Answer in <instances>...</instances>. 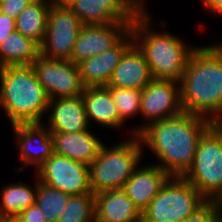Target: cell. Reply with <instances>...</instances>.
<instances>
[{
    "mask_svg": "<svg viewBox=\"0 0 222 222\" xmlns=\"http://www.w3.org/2000/svg\"><path fill=\"white\" fill-rule=\"evenodd\" d=\"M184 112L222 122V47L219 43L198 46L180 80Z\"/></svg>",
    "mask_w": 222,
    "mask_h": 222,
    "instance_id": "cell-2",
    "label": "cell"
},
{
    "mask_svg": "<svg viewBox=\"0 0 222 222\" xmlns=\"http://www.w3.org/2000/svg\"><path fill=\"white\" fill-rule=\"evenodd\" d=\"M34 0H4L0 4V12L8 15L13 19L17 16Z\"/></svg>",
    "mask_w": 222,
    "mask_h": 222,
    "instance_id": "cell-29",
    "label": "cell"
},
{
    "mask_svg": "<svg viewBox=\"0 0 222 222\" xmlns=\"http://www.w3.org/2000/svg\"><path fill=\"white\" fill-rule=\"evenodd\" d=\"M0 222H12V220L7 218V217H4V216L0 215Z\"/></svg>",
    "mask_w": 222,
    "mask_h": 222,
    "instance_id": "cell-34",
    "label": "cell"
},
{
    "mask_svg": "<svg viewBox=\"0 0 222 222\" xmlns=\"http://www.w3.org/2000/svg\"><path fill=\"white\" fill-rule=\"evenodd\" d=\"M116 104L119 119L126 126L128 119L140 115L142 90L108 87Z\"/></svg>",
    "mask_w": 222,
    "mask_h": 222,
    "instance_id": "cell-27",
    "label": "cell"
},
{
    "mask_svg": "<svg viewBox=\"0 0 222 222\" xmlns=\"http://www.w3.org/2000/svg\"><path fill=\"white\" fill-rule=\"evenodd\" d=\"M46 116L43 124L50 132L71 133L89 128L82 96L49 100Z\"/></svg>",
    "mask_w": 222,
    "mask_h": 222,
    "instance_id": "cell-17",
    "label": "cell"
},
{
    "mask_svg": "<svg viewBox=\"0 0 222 222\" xmlns=\"http://www.w3.org/2000/svg\"><path fill=\"white\" fill-rule=\"evenodd\" d=\"M57 222H95V194L70 195Z\"/></svg>",
    "mask_w": 222,
    "mask_h": 222,
    "instance_id": "cell-26",
    "label": "cell"
},
{
    "mask_svg": "<svg viewBox=\"0 0 222 222\" xmlns=\"http://www.w3.org/2000/svg\"><path fill=\"white\" fill-rule=\"evenodd\" d=\"M12 222H47V220L35 203L23 210Z\"/></svg>",
    "mask_w": 222,
    "mask_h": 222,
    "instance_id": "cell-30",
    "label": "cell"
},
{
    "mask_svg": "<svg viewBox=\"0 0 222 222\" xmlns=\"http://www.w3.org/2000/svg\"><path fill=\"white\" fill-rule=\"evenodd\" d=\"M82 100L86 118L91 128V123L108 129L120 130L124 124L119 119V113L114 103L111 91L107 86L84 88Z\"/></svg>",
    "mask_w": 222,
    "mask_h": 222,
    "instance_id": "cell-19",
    "label": "cell"
},
{
    "mask_svg": "<svg viewBox=\"0 0 222 222\" xmlns=\"http://www.w3.org/2000/svg\"><path fill=\"white\" fill-rule=\"evenodd\" d=\"M152 15L139 14L130 31L133 43L142 52L153 79L180 82L190 56L198 47L167 30H154Z\"/></svg>",
    "mask_w": 222,
    "mask_h": 222,
    "instance_id": "cell-3",
    "label": "cell"
},
{
    "mask_svg": "<svg viewBox=\"0 0 222 222\" xmlns=\"http://www.w3.org/2000/svg\"><path fill=\"white\" fill-rule=\"evenodd\" d=\"M169 178L170 176L154 163L144 166L139 164L122 189L142 213Z\"/></svg>",
    "mask_w": 222,
    "mask_h": 222,
    "instance_id": "cell-16",
    "label": "cell"
},
{
    "mask_svg": "<svg viewBox=\"0 0 222 222\" xmlns=\"http://www.w3.org/2000/svg\"><path fill=\"white\" fill-rule=\"evenodd\" d=\"M50 100L81 96L84 85L77 64L39 56L31 65Z\"/></svg>",
    "mask_w": 222,
    "mask_h": 222,
    "instance_id": "cell-12",
    "label": "cell"
},
{
    "mask_svg": "<svg viewBox=\"0 0 222 222\" xmlns=\"http://www.w3.org/2000/svg\"><path fill=\"white\" fill-rule=\"evenodd\" d=\"M12 132L21 167L15 172L18 174L27 167L34 172L54 153L51 132L43 123L12 125ZM32 166V167H31Z\"/></svg>",
    "mask_w": 222,
    "mask_h": 222,
    "instance_id": "cell-13",
    "label": "cell"
},
{
    "mask_svg": "<svg viewBox=\"0 0 222 222\" xmlns=\"http://www.w3.org/2000/svg\"><path fill=\"white\" fill-rule=\"evenodd\" d=\"M50 5L51 3L42 0L32 1L17 16L16 31L41 45L45 38Z\"/></svg>",
    "mask_w": 222,
    "mask_h": 222,
    "instance_id": "cell-24",
    "label": "cell"
},
{
    "mask_svg": "<svg viewBox=\"0 0 222 222\" xmlns=\"http://www.w3.org/2000/svg\"><path fill=\"white\" fill-rule=\"evenodd\" d=\"M201 2L203 3L201 5L206 8V12L222 16V0H202Z\"/></svg>",
    "mask_w": 222,
    "mask_h": 222,
    "instance_id": "cell-32",
    "label": "cell"
},
{
    "mask_svg": "<svg viewBox=\"0 0 222 222\" xmlns=\"http://www.w3.org/2000/svg\"><path fill=\"white\" fill-rule=\"evenodd\" d=\"M49 100L32 66L0 68V110L11 126L43 123Z\"/></svg>",
    "mask_w": 222,
    "mask_h": 222,
    "instance_id": "cell-4",
    "label": "cell"
},
{
    "mask_svg": "<svg viewBox=\"0 0 222 222\" xmlns=\"http://www.w3.org/2000/svg\"><path fill=\"white\" fill-rule=\"evenodd\" d=\"M82 25L70 7L51 4L40 55L47 59L70 60Z\"/></svg>",
    "mask_w": 222,
    "mask_h": 222,
    "instance_id": "cell-8",
    "label": "cell"
},
{
    "mask_svg": "<svg viewBox=\"0 0 222 222\" xmlns=\"http://www.w3.org/2000/svg\"><path fill=\"white\" fill-rule=\"evenodd\" d=\"M95 222H142V213L122 188L95 194Z\"/></svg>",
    "mask_w": 222,
    "mask_h": 222,
    "instance_id": "cell-21",
    "label": "cell"
},
{
    "mask_svg": "<svg viewBox=\"0 0 222 222\" xmlns=\"http://www.w3.org/2000/svg\"><path fill=\"white\" fill-rule=\"evenodd\" d=\"M75 0H54L51 4L56 6L69 7Z\"/></svg>",
    "mask_w": 222,
    "mask_h": 222,
    "instance_id": "cell-33",
    "label": "cell"
},
{
    "mask_svg": "<svg viewBox=\"0 0 222 222\" xmlns=\"http://www.w3.org/2000/svg\"><path fill=\"white\" fill-rule=\"evenodd\" d=\"M152 79L142 52L133 43L115 67L107 87L142 90Z\"/></svg>",
    "mask_w": 222,
    "mask_h": 222,
    "instance_id": "cell-20",
    "label": "cell"
},
{
    "mask_svg": "<svg viewBox=\"0 0 222 222\" xmlns=\"http://www.w3.org/2000/svg\"><path fill=\"white\" fill-rule=\"evenodd\" d=\"M32 184L23 181L6 184L0 189V215L12 221L26 208L35 204L37 194V176Z\"/></svg>",
    "mask_w": 222,
    "mask_h": 222,
    "instance_id": "cell-23",
    "label": "cell"
},
{
    "mask_svg": "<svg viewBox=\"0 0 222 222\" xmlns=\"http://www.w3.org/2000/svg\"><path fill=\"white\" fill-rule=\"evenodd\" d=\"M34 175L40 182L70 195L92 192L89 166L55 152L34 172Z\"/></svg>",
    "mask_w": 222,
    "mask_h": 222,
    "instance_id": "cell-11",
    "label": "cell"
},
{
    "mask_svg": "<svg viewBox=\"0 0 222 222\" xmlns=\"http://www.w3.org/2000/svg\"><path fill=\"white\" fill-rule=\"evenodd\" d=\"M207 202L183 177H170L142 212V222H182Z\"/></svg>",
    "mask_w": 222,
    "mask_h": 222,
    "instance_id": "cell-7",
    "label": "cell"
},
{
    "mask_svg": "<svg viewBox=\"0 0 222 222\" xmlns=\"http://www.w3.org/2000/svg\"><path fill=\"white\" fill-rule=\"evenodd\" d=\"M221 208L218 202H207L196 213L182 222H220Z\"/></svg>",
    "mask_w": 222,
    "mask_h": 222,
    "instance_id": "cell-28",
    "label": "cell"
},
{
    "mask_svg": "<svg viewBox=\"0 0 222 222\" xmlns=\"http://www.w3.org/2000/svg\"><path fill=\"white\" fill-rule=\"evenodd\" d=\"M146 1L75 0L69 7L83 25L133 23L140 13L151 14Z\"/></svg>",
    "mask_w": 222,
    "mask_h": 222,
    "instance_id": "cell-10",
    "label": "cell"
},
{
    "mask_svg": "<svg viewBox=\"0 0 222 222\" xmlns=\"http://www.w3.org/2000/svg\"><path fill=\"white\" fill-rule=\"evenodd\" d=\"M131 24L82 25L70 61L78 64L111 49L130 31Z\"/></svg>",
    "mask_w": 222,
    "mask_h": 222,
    "instance_id": "cell-14",
    "label": "cell"
},
{
    "mask_svg": "<svg viewBox=\"0 0 222 222\" xmlns=\"http://www.w3.org/2000/svg\"><path fill=\"white\" fill-rule=\"evenodd\" d=\"M180 83L174 80L152 79L142 89L140 115L142 124L130 127V135H137L144 127L182 112ZM145 123V124H143Z\"/></svg>",
    "mask_w": 222,
    "mask_h": 222,
    "instance_id": "cell-9",
    "label": "cell"
},
{
    "mask_svg": "<svg viewBox=\"0 0 222 222\" xmlns=\"http://www.w3.org/2000/svg\"><path fill=\"white\" fill-rule=\"evenodd\" d=\"M133 44L129 31L114 47L77 64L79 77L85 88L107 86L125 51Z\"/></svg>",
    "mask_w": 222,
    "mask_h": 222,
    "instance_id": "cell-15",
    "label": "cell"
},
{
    "mask_svg": "<svg viewBox=\"0 0 222 222\" xmlns=\"http://www.w3.org/2000/svg\"><path fill=\"white\" fill-rule=\"evenodd\" d=\"M213 124L206 118L182 111L149 124L137 136L142 147L156 157V165L170 177H183L193 164L200 139Z\"/></svg>",
    "mask_w": 222,
    "mask_h": 222,
    "instance_id": "cell-1",
    "label": "cell"
},
{
    "mask_svg": "<svg viewBox=\"0 0 222 222\" xmlns=\"http://www.w3.org/2000/svg\"><path fill=\"white\" fill-rule=\"evenodd\" d=\"M79 132H51L54 152L88 166L96 159L103 141L89 130ZM97 136V137H96Z\"/></svg>",
    "mask_w": 222,
    "mask_h": 222,
    "instance_id": "cell-18",
    "label": "cell"
},
{
    "mask_svg": "<svg viewBox=\"0 0 222 222\" xmlns=\"http://www.w3.org/2000/svg\"><path fill=\"white\" fill-rule=\"evenodd\" d=\"M208 202L222 198V125L214 123L198 143L193 164L183 176Z\"/></svg>",
    "mask_w": 222,
    "mask_h": 222,
    "instance_id": "cell-6",
    "label": "cell"
},
{
    "mask_svg": "<svg viewBox=\"0 0 222 222\" xmlns=\"http://www.w3.org/2000/svg\"><path fill=\"white\" fill-rule=\"evenodd\" d=\"M40 56V45L16 30L0 43V68L31 66Z\"/></svg>",
    "mask_w": 222,
    "mask_h": 222,
    "instance_id": "cell-22",
    "label": "cell"
},
{
    "mask_svg": "<svg viewBox=\"0 0 222 222\" xmlns=\"http://www.w3.org/2000/svg\"><path fill=\"white\" fill-rule=\"evenodd\" d=\"M42 1H46V2L52 3L54 0H42Z\"/></svg>",
    "mask_w": 222,
    "mask_h": 222,
    "instance_id": "cell-36",
    "label": "cell"
},
{
    "mask_svg": "<svg viewBox=\"0 0 222 222\" xmlns=\"http://www.w3.org/2000/svg\"><path fill=\"white\" fill-rule=\"evenodd\" d=\"M15 30V19L0 12V43Z\"/></svg>",
    "mask_w": 222,
    "mask_h": 222,
    "instance_id": "cell-31",
    "label": "cell"
},
{
    "mask_svg": "<svg viewBox=\"0 0 222 222\" xmlns=\"http://www.w3.org/2000/svg\"><path fill=\"white\" fill-rule=\"evenodd\" d=\"M70 194L50 187L37 178V194L35 203L43 213L47 222H57L64 211Z\"/></svg>",
    "mask_w": 222,
    "mask_h": 222,
    "instance_id": "cell-25",
    "label": "cell"
},
{
    "mask_svg": "<svg viewBox=\"0 0 222 222\" xmlns=\"http://www.w3.org/2000/svg\"><path fill=\"white\" fill-rule=\"evenodd\" d=\"M220 208H221V221L222 222V198L218 201Z\"/></svg>",
    "mask_w": 222,
    "mask_h": 222,
    "instance_id": "cell-35",
    "label": "cell"
},
{
    "mask_svg": "<svg viewBox=\"0 0 222 222\" xmlns=\"http://www.w3.org/2000/svg\"><path fill=\"white\" fill-rule=\"evenodd\" d=\"M144 149L137 135L108 147L103 143L98 156L89 165L93 194L123 188L133 170L142 163Z\"/></svg>",
    "mask_w": 222,
    "mask_h": 222,
    "instance_id": "cell-5",
    "label": "cell"
}]
</instances>
